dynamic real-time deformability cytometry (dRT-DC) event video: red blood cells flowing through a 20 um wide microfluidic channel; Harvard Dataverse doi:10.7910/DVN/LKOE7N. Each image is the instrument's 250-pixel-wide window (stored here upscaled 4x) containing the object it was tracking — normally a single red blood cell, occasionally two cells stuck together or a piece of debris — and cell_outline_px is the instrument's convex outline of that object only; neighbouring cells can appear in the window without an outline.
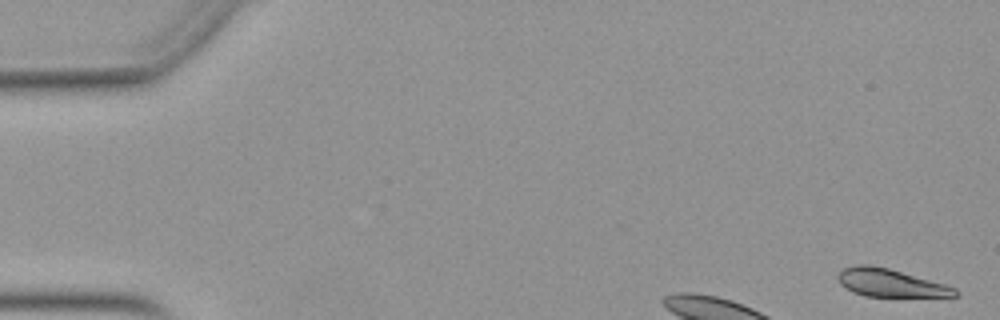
{"species": "Egyptian fruit bat (a non-hibernating species)", "species_latin": "Rousettus aegyptiacus", "temperature_condition": "warm", "stored_images_in_passage": 8, "camera_frame_rate_fps": 3000, "um_per_image_px": 0.085, "animal": {"sex": "female"}, "frame": {"image": 1, "passage_image": 1, "time_ms": 0.0, "image_size_px": [1000, 320], "cell_outline_px": [[960, 296], [864, 296], [852, 292], [840, 284], [836, 276], [844, 268], [856, 264], [868, 264], [888, 268], [944, 284], [956, 288], [960, 292]], "centroid_in_image_um": [75.66, 24.04], "position_along_channel_um": 9.3, "area_um2": 18.9}}